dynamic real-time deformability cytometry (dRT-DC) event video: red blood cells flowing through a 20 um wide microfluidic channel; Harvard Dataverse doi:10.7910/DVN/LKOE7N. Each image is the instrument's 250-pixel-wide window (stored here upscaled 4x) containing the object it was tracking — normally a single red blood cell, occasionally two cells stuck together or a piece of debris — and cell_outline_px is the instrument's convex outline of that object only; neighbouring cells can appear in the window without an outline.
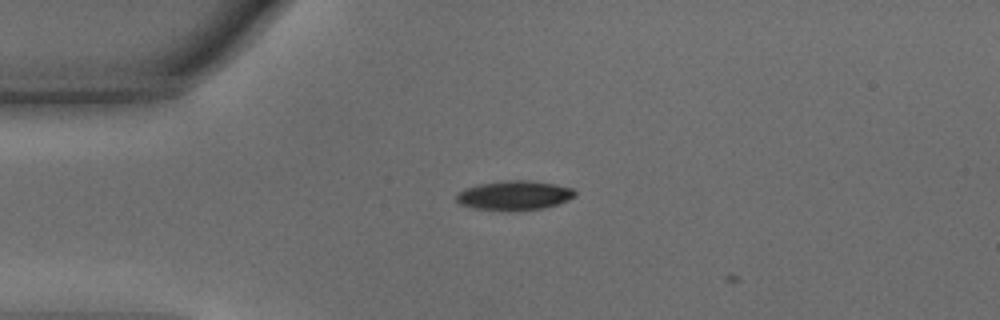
{"species": "common noctule bat (a hibernating species)", "species_latin": "Nyctalus noctula", "temperature_condition": "warm", "stored_images_in_passage": 6, "camera_frame_rate_fps": 3000, "um_per_image_px": 0.085, "animal": {"sex": "male", "body_mass_g": 15.6}, "frame": {"image": 1, "passage_image": 5, "time_ms": 1.333, "image_size_px": [1000, 320], "cell_outline_px": [[576, 196], [568, 200], [544, 208], [508, 212], [472, 208], [460, 204], [456, 200], [456, 192], [464, 188], [480, 184], [508, 180], [528, 180], [556, 184], [572, 188], [576, 192]], "centroid_in_image_um": [43.69, 16.62], "position_along_channel_um": 41.3, "area_um2": 20.63}}